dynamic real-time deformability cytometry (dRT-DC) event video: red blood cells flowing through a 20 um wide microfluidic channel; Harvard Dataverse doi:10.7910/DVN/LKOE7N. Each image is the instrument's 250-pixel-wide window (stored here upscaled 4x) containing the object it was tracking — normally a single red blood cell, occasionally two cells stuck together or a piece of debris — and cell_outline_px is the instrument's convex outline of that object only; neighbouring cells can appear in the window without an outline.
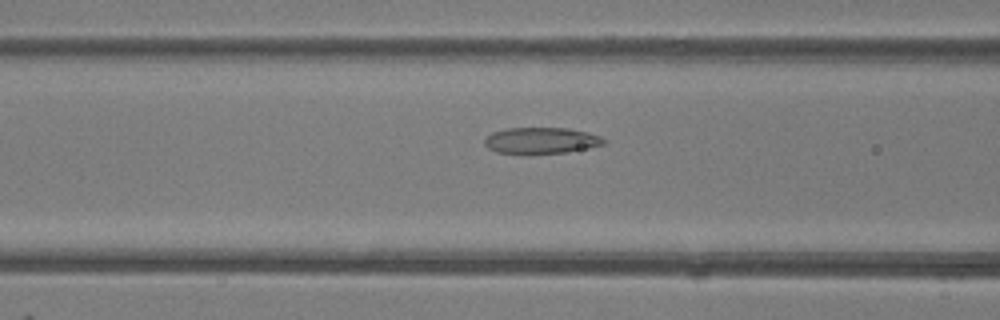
{"species": "common noctule bat (a hibernating species)", "species_latin": "Nyctalus noctula", "temperature_condition": "room temperature", "stored_images_in_passage": 37, "camera_frame_rate_fps": 3000, "um_per_image_px": 0.085, "animal": {"sex": "female"}, "frame": {"image": 1, "passage_image": 7, "time_ms": 2.0, "image_size_px": [1000, 320], "cell_outline_px": [[608, 140], [604, 144], [588, 148], [564, 152], [528, 156], [524, 156], [496, 152], [488, 148], [484, 144], [484, 140], [492, 132], [504, 128], [568, 128], [588, 132], [600, 136]], "centroid_in_image_um": [45.96, 11.97], "position_along_channel_um": 120.6, "area_um2": 18.9}}
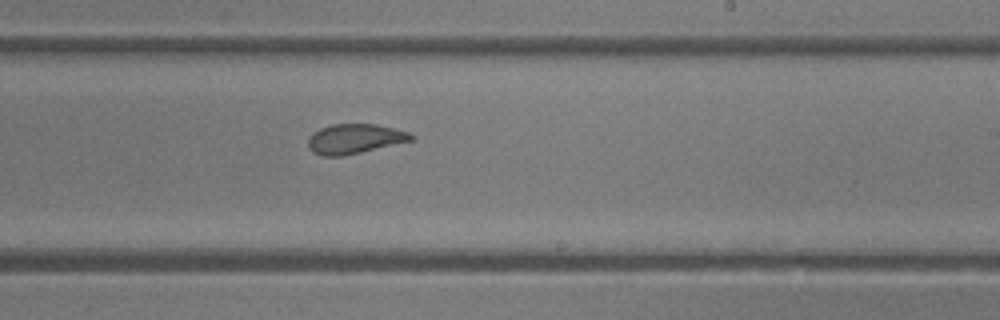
{"frame": {"image": 2, "passage_image": 17, "time_ms": 5.333, "image_size_px": [1000, 320], "cell_outline_px": [[416, 140], [360, 152], [340, 156], [324, 156], [312, 152], [308, 148], [308, 140], [320, 128], [332, 124], [376, 124], [408, 132], [416, 136]], "centroid_in_image_um": [30.19, 11.8], "position_along_channel_um": 258.8, "area_um2": 17.74}}
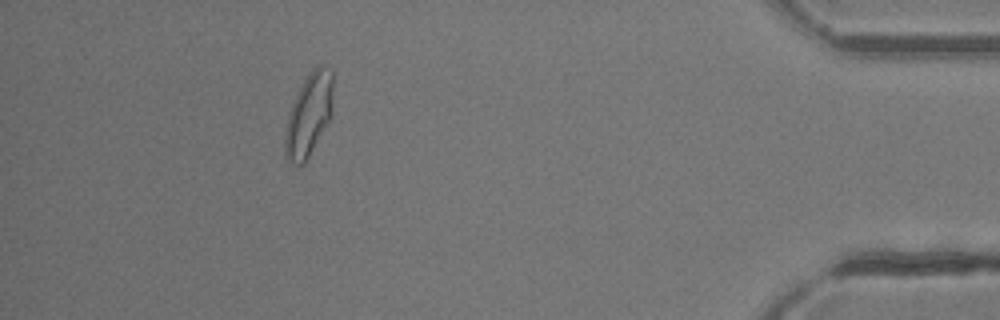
{"frame": {"image": 3, "passage_image": 32, "time_ms": 10.333, "image_size_px": [1000, 320], "cell_outline_px": [[332, 116], [304, 164], [296, 168], [284, 156], [284, 136], [288, 112], [300, 84], [312, 68], [316, 64], [324, 64], [332, 72]], "centroid_in_image_um": [26.22, 9.76], "position_along_channel_um": 409.0, "area_um2": 23.76}, "authors_computed_cell_mechanics": {"area_um2": 19.3052, "velocity_mm_per_s": 4.1542, "shape_relaxation_time_tau1_ms": 9.6313, "shape_relaxation_time_tau2_ms": 1.5621, "deformation_change_tau1": 0.1901, "deformation_change_tau2": 0.08}}